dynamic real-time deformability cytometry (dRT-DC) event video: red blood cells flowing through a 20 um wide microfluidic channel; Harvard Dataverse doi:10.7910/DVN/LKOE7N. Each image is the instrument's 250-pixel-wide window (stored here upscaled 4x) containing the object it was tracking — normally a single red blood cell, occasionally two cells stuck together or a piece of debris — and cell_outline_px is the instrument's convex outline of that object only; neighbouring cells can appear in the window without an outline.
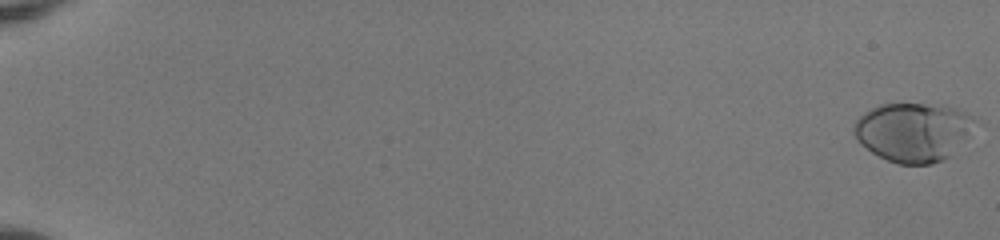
{"species": "human", "species_latin": "Homo sapiens", "temperature_condition": "room temperature", "stored_images_in_passage": 13, "camera_frame_rate_fps": 3000, "um_per_image_px": 0.085, "donor": {"sex": "female"}, "frame": {"image": 1, "passage_image": 1, "time_ms": 0.0, "image_size_px": [1000, 240], "cell_outline_px": [[976, 124], [948, 156], [944, 160], [932, 164], [896, 164], [872, 152], [860, 144], [852, 128], [856, 120], [864, 112], [880, 104], [940, 104], [956, 108], [968, 112], [976, 116]], "centroid_in_image_um": [77.62, 11.19], "position_along_channel_um": 7.4, "area_um2": 41.44}}